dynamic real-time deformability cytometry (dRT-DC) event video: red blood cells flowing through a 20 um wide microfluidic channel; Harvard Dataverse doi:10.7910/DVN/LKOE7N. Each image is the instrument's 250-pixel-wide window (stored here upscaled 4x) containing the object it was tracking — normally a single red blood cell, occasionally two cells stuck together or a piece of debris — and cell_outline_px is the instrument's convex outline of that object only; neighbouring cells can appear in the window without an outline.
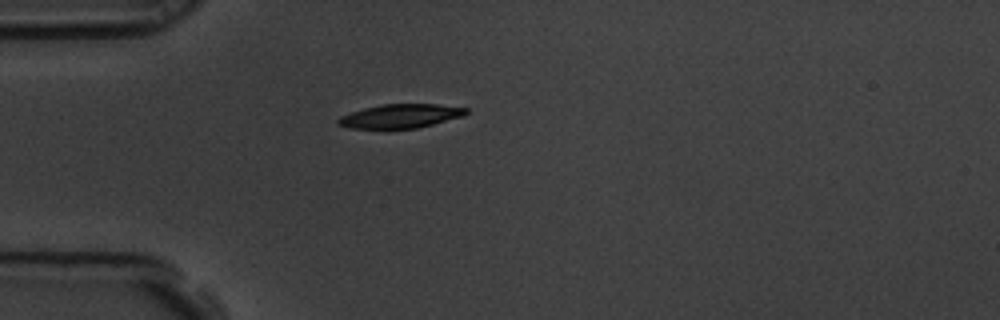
{"species": "common noctule bat (a hibernating species)", "species_latin": "Nyctalus noctula", "temperature_condition": "room temperature", "stored_images_in_passage": 2, "camera_frame_rate_fps": 3000, "um_per_image_px": 0.085, "animal": {"sex": "male", "body_mass_g": 19.5, "forearm_length_mm": 54.6}, "frame": {"image": 1, "passage_image": 1, "time_ms": 0.0, "image_size_px": [1000, 320], "cell_outline_px": [[468, 112], [464, 116], [416, 128], [352, 128], [336, 124], [336, 120], [340, 116], [364, 108], [380, 104], [436, 104], [468, 108]], "centroid_in_image_um": [34.04, 9.85], "position_along_channel_um": 51.0, "area_um2": 17.69}}